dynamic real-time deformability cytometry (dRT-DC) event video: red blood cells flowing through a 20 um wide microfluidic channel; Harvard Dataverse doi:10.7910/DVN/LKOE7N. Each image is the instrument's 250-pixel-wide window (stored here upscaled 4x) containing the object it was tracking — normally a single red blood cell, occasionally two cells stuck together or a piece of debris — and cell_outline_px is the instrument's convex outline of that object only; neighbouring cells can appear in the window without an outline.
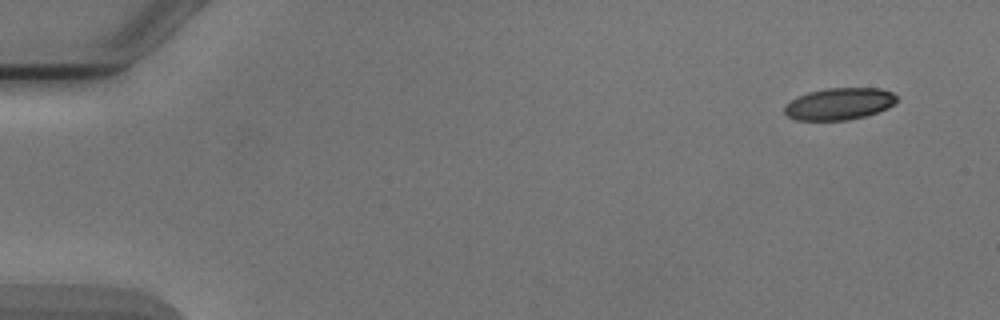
{"species": "Egyptian fruit bat (a non-hibernating species)", "species_latin": "Rousettus aegyptiacus", "temperature_condition": "cold", "stored_images_in_passage": 7, "camera_frame_rate_fps": 3000, "um_per_image_px": 0.085, "animal": {"sex": "male"}, "frame": {"image": 1, "passage_image": 1, "time_ms": 0.0, "image_size_px": [1000, 320], "cell_outline_px": [[896, 100], [888, 108], [864, 116], [848, 120], [796, 120], [788, 116], [784, 112], [784, 104], [796, 96], [808, 92], [824, 88], [880, 88], [892, 92], [896, 96]], "centroid_in_image_um": [71.28, 8.82], "position_along_channel_um": 13.7, "area_um2": 20.92}}
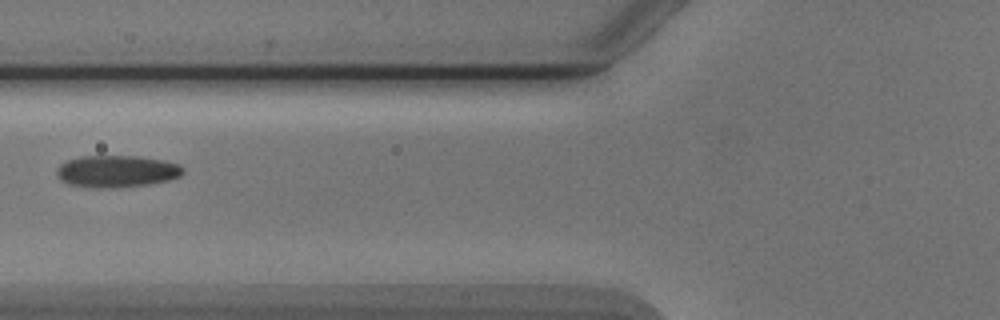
{"frame": {"image": 2, "passage_image": 6, "time_ms": 6.0, "image_size_px": [1000, 320], "cell_outline_px": [[184, 172], [180, 176], [168, 180], [148, 184], [112, 188], [68, 184], [56, 172], [60, 164], [68, 160], [80, 156], [140, 156], [164, 160], [180, 164], [184, 168]], "centroid_in_image_um": [9.99, 14.54], "position_along_channel_um": 115.8, "area_um2": 23.24}}
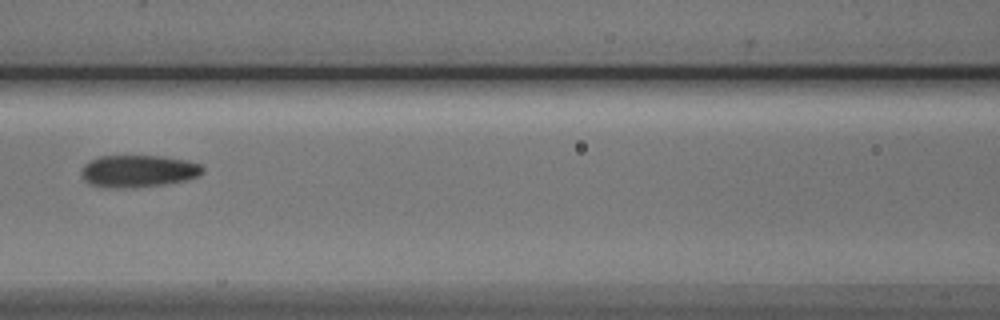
{"frame": {"image": 3, "passage_image": 7, "time_ms": 7.0, "image_size_px": [1000, 320], "cell_outline_px": [[204, 172], [200, 176], [184, 180], [164, 184], [120, 188], [116, 188], [92, 184], [84, 180], [80, 172], [84, 164], [100, 156], [160, 156], [188, 160], [200, 164], [204, 168]], "centroid_in_image_um": [11.78, 14.53], "position_along_channel_um": 154.8, "area_um2": 22.54}}